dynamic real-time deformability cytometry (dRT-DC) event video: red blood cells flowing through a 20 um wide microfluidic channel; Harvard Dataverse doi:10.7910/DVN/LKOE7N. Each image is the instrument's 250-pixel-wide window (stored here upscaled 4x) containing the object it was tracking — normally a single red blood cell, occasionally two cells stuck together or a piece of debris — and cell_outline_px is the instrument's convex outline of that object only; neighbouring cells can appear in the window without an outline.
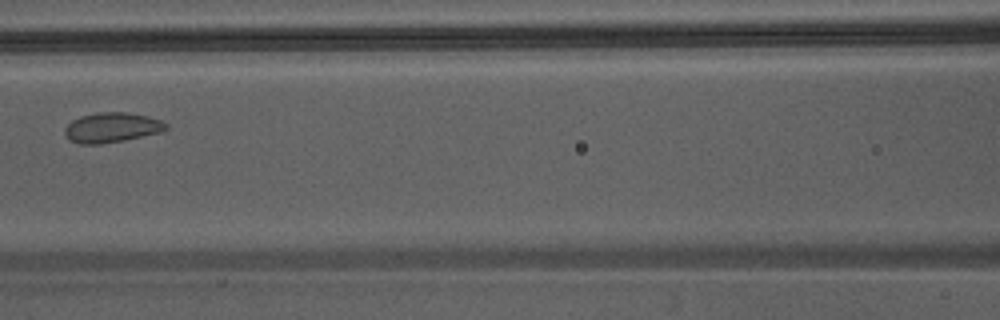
{"species": "Egyptian fruit bat (a non-hibernating species)", "species_latin": "Rousettus aegyptiacus", "temperature_condition": "warm", "stored_images_in_passage": 4, "camera_frame_rate_fps": 3000, "um_per_image_px": 0.085, "animal": {"sex": "male"}, "frame": {"image": 1, "passage_image": 4, "time_ms": 1.0, "image_size_px": [1000, 320], "cell_outline_px": [[168, 128], [160, 132], [124, 140], [100, 144], [80, 144], [68, 140], [64, 132], [64, 128], [72, 120], [80, 116], [96, 112], [124, 112], [148, 116], [160, 120], [168, 124]], "centroid_in_image_um": [9.47, 10.84], "position_along_channel_um": 157.1, "area_um2": 17.69}}